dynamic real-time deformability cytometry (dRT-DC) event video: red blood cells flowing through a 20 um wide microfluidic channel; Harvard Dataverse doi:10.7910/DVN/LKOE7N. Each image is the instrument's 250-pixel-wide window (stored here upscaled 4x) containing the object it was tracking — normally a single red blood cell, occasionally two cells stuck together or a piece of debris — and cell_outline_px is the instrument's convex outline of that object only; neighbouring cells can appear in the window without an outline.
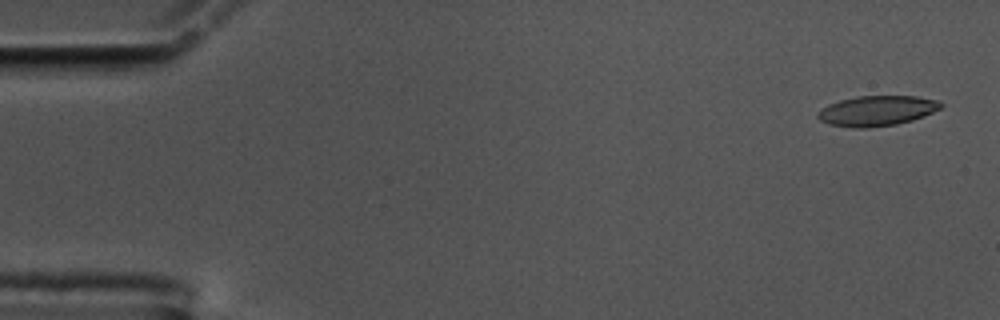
{"species": "common noctule bat (a hibernating species)", "species_latin": "Nyctalus noctula", "temperature_condition": "cold", "stored_images_in_passage": 14, "camera_frame_rate_fps": 3000, "um_per_image_px": 0.085, "animal": {"sex": "male", "body_mass_g": 17.5, "forearm_length_mm": 52.3}, "frame": {"image": 1, "passage_image": 2, "time_ms": 0.333, "image_size_px": [1000, 320], "cell_outline_px": [[944, 104], [940, 108], [924, 116], [912, 120], [896, 124], [868, 128], [852, 128], [828, 124], [820, 120], [816, 116], [820, 108], [828, 104], [840, 100], [856, 96], [916, 96], [940, 100]], "centroid_in_image_um": [74.52, 9.41], "position_along_channel_um": 10.5, "area_um2": 21.85}}